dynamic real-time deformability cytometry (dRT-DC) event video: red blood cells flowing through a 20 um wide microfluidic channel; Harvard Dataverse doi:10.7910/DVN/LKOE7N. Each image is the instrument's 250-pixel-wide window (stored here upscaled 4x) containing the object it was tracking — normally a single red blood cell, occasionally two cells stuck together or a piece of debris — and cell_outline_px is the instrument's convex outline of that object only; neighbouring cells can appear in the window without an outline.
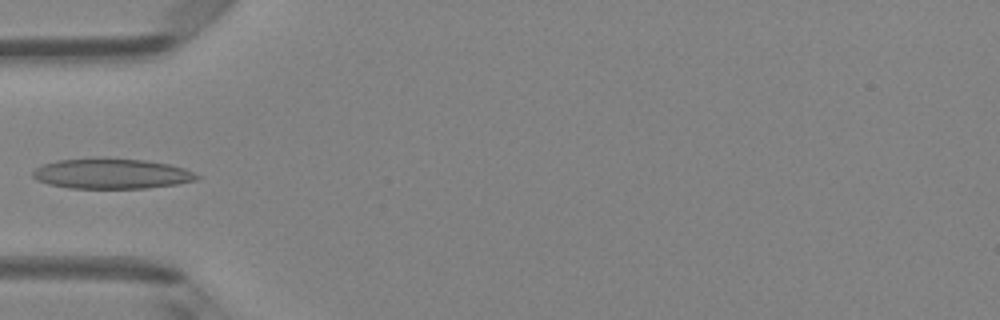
{"species": "Egyptian fruit bat (a non-hibernating species)", "species_latin": "Rousettus aegyptiacus", "temperature_condition": "room temperature", "stored_images_in_passage": 7, "camera_frame_rate_fps": 3000, "um_per_image_px": 0.085, "animal": {"sex": "female"}, "frame": {"image": 1, "passage_image": 5, "time_ms": 4.667, "image_size_px": [1000, 320], "cell_outline_px": [[200, 176], [196, 180], [176, 184], [144, 188], [68, 188], [48, 184], [36, 180], [32, 176], [32, 172], [36, 168], [44, 164], [56, 160], [100, 156], [144, 160], [168, 164], [184, 168]], "centroid_in_image_um": [9.42, 14.74], "position_along_channel_um": 75.6, "area_um2": 29.3}}
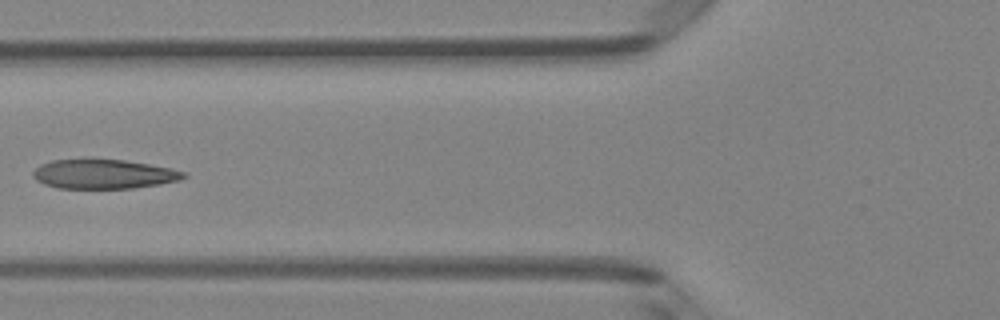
{"frame": {"image": 2, "passage_image": 6, "time_ms": 5.667, "image_size_px": [1000, 320], "cell_outline_px": [[188, 176], [180, 180], [160, 184], [132, 188], [56, 188], [44, 184], [36, 180], [32, 176], [32, 172], [40, 164], [52, 160], [124, 160], [172, 168], [184, 172]], "centroid_in_image_um": [8.81, 14.81], "position_along_channel_um": 117.0, "area_um2": 25.61}}
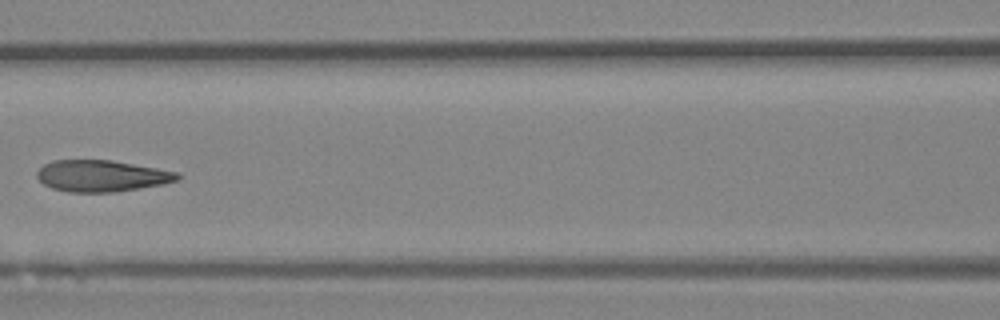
{"frame": {"image": 3, "passage_image": 7, "time_ms": 6.667, "image_size_px": [1000, 320], "cell_outline_px": [[180, 180], [164, 184], [116, 192], [68, 192], [52, 188], [44, 184], [36, 176], [36, 172], [44, 164], [52, 160], [112, 160], [180, 172]], "centroid_in_image_um": [8.67, 14.95], "position_along_channel_um": 157.9, "area_um2": 25.95}}